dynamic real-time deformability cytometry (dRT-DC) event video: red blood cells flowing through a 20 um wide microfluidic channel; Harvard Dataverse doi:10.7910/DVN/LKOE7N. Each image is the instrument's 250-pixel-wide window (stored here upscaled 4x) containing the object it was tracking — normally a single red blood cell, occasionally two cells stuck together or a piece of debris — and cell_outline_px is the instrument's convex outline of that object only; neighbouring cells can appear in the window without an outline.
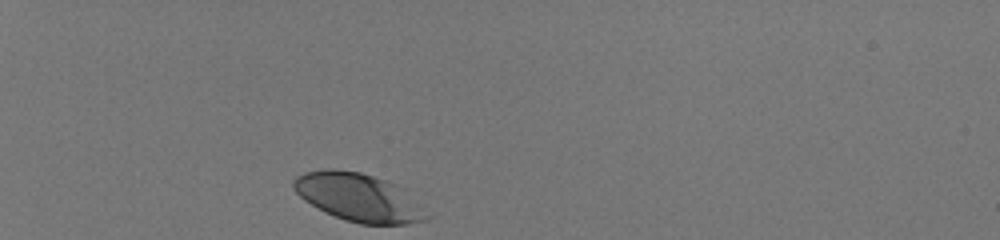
{"species": "human", "species_latin": "Homo sapiens", "temperature_condition": "room temperature", "stored_images_in_passage": 32, "camera_frame_rate_fps": 3000, "um_per_image_px": 0.085, "donor": {"sex": "male"}, "frame": {"image": 1, "passage_image": 1, "time_ms": 0.0, "image_size_px": [1000, 240], "cell_outline_px": [[432, 216], [424, 220], [408, 224], [360, 224], [344, 220], [324, 212], [304, 200], [292, 188], [292, 180], [296, 176], [304, 172], [332, 168], [360, 172], [396, 184]], "centroid_in_image_um": [30.43, 16.78], "position_along_channel_um": 54.6, "area_um2": 37.11}}
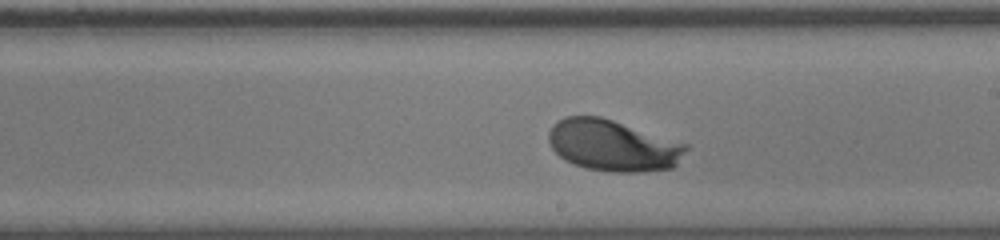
{"frame": {"image": 2, "passage_image": 19, "time_ms": 6.0, "image_size_px": [1000, 240], "cell_outline_px": [[688, 148], [676, 164], [672, 168], [644, 172], [608, 172], [584, 168], [572, 164], [564, 160], [552, 148], [548, 140], [548, 132], [552, 124], [564, 116], [600, 116], [688, 144]], "centroid_in_image_um": [52.06, 12.37], "position_along_channel_um": 236.9, "area_um2": 41.27}}
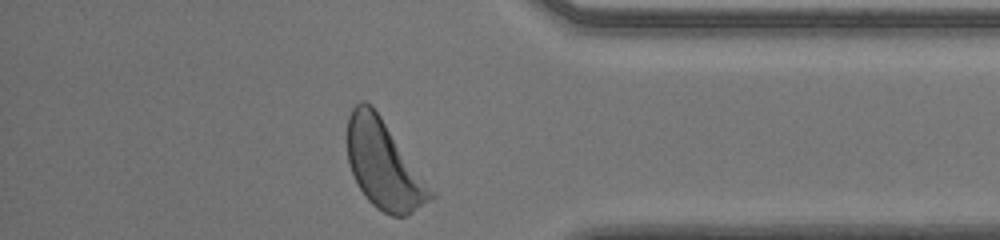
{"frame": {"image": 3, "passage_image": 32, "time_ms": 10.333, "image_size_px": [1000, 240], "cell_outline_px": [[436, 196], [408, 216], [392, 216], [376, 208], [364, 196], [352, 172], [348, 160], [348, 116], [352, 108], [360, 100], [364, 100], [372, 104]], "centroid_in_image_um": [32.59, 14.01], "position_along_channel_um": 402.6, "area_um2": 42.02}, "authors_computed_cell_mechanics": {"area_um2": 39.4774, "velocity_mm_per_s": 3.9956, "shape_relaxation_time_tau1_ms": 1.6197, "shape_relaxation_time_tau2_ms": null, "deformation_change_tau1": 0.1177, "deformation_change_tau2": null}}